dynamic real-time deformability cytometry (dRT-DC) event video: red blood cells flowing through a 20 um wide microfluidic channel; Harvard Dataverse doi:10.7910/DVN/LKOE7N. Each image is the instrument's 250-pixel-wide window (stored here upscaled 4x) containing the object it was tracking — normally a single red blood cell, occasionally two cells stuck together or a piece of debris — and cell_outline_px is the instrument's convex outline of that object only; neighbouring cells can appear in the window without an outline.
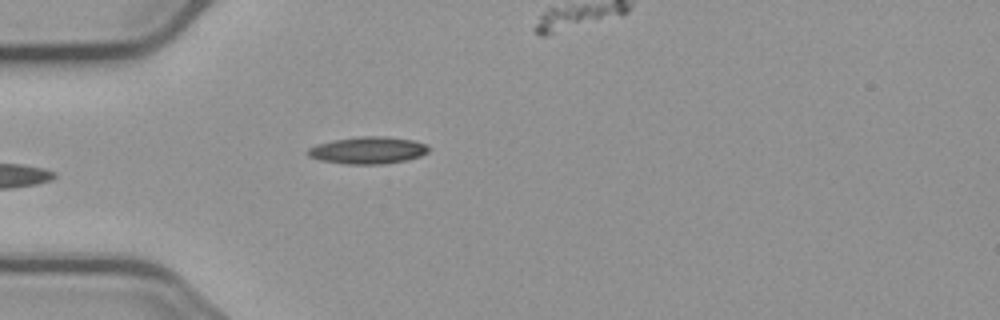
{"species": "common noctule bat (a hibernating species)", "species_latin": "Nyctalus noctula", "temperature_condition": "cold", "stored_images_in_passage": 5, "camera_frame_rate_fps": 3000, "um_per_image_px": 0.085, "animal": {"sex": "male", "body_mass_g": 23.1, "forearm_length_mm": 52.7}, "frame": {"image": 1, "passage_image": 5, "time_ms": 5.333, "image_size_px": [1000, 320], "cell_outline_px": [[432, 148], [428, 152], [420, 156], [408, 160], [384, 164], [344, 164], [320, 160], [308, 156], [308, 148], [316, 144], [332, 140], [360, 136], [388, 136], [416, 140], [428, 144]], "centroid_in_image_um": [31.33, 12.76], "position_along_channel_um": 53.7, "area_um2": 19.48}}